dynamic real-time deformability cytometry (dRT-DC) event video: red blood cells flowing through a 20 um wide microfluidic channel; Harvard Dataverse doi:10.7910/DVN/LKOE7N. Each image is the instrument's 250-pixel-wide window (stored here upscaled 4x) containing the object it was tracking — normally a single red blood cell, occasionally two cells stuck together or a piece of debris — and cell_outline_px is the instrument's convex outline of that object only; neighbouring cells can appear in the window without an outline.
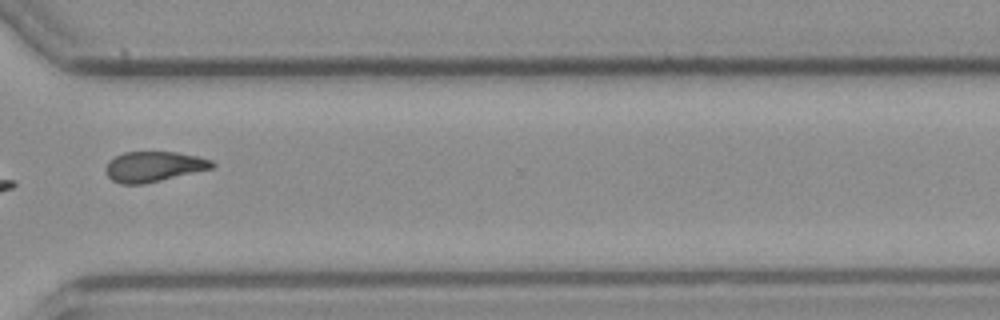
{"species": "common noctule bat (a hibernating species)", "species_latin": "Nyctalus noctula", "temperature_condition": "cold", "stored_images_in_passage": 13, "camera_frame_rate_fps": 3000, "um_per_image_px": 0.085, "animal": {"sex": "female", "body_mass_g": 21.9}, "frame": {"image": 1, "passage_image": 10, "time_ms": 3.0, "image_size_px": [1000, 320], "cell_outline_px": [[216, 164], [212, 168], [144, 184], [120, 184], [112, 180], [108, 176], [104, 168], [108, 160], [124, 152], [176, 152], [196, 156], [212, 160]], "centroid_in_image_um": [13.03, 14.16], "position_along_channel_um": 357.6, "area_um2": 18.73}}
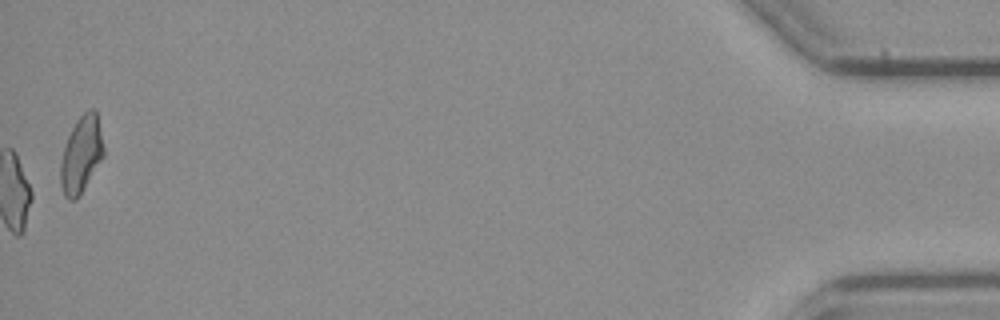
{"frame": {"image": 2, "passage_image": 13, "time_ms": 4.0, "image_size_px": [1000, 320], "cell_outline_px": [[104, 156], [80, 196], [76, 200], [68, 200], [64, 196], [60, 184], [60, 164], [64, 148], [68, 136], [76, 120], [88, 108], [96, 108], [104, 148]], "centroid_in_image_um": [6.91, 13.14], "position_along_channel_um": 428.3, "area_um2": 19.48}}